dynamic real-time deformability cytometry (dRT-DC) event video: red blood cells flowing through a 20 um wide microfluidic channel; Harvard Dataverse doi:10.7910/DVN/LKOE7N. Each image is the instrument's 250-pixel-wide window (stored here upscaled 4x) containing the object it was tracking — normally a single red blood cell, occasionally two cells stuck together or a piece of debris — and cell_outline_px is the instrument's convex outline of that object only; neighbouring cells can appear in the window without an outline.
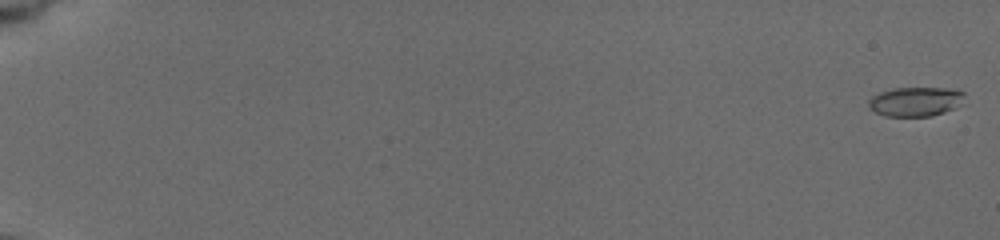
{"species": "common noctule bat (a hibernating species)", "species_latin": "Nyctalus noctula", "temperature_condition": "cold", "stored_images_in_passage": 12, "camera_frame_rate_fps": 3000, "um_per_image_px": 0.085, "animal": {"sex": "female", "body_mass_g": 19.5, "forearm_length_mm": 54.1}, "frame": {"image": 1, "passage_image": 1, "time_ms": 0.0, "image_size_px": [1000, 240], "cell_outline_px": [[964, 104], [944, 112], [932, 116], [884, 116], [876, 112], [868, 104], [868, 100], [872, 96], [880, 92], [892, 88], [944, 88], [964, 92]], "centroid_in_image_um": [77.84, 8.63], "position_along_channel_um": 7.2, "area_um2": 16.42}}
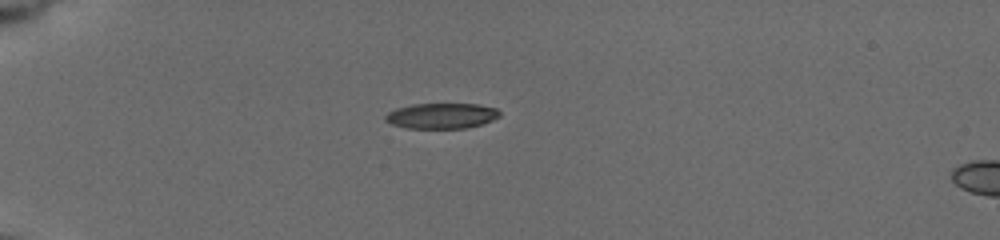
{"frame": {"image": 2, "passage_image": 9, "time_ms": 5.667, "image_size_px": [1000, 240], "cell_outline_px": [[500, 116], [492, 120], [480, 124], [464, 128], [408, 128], [392, 124], [384, 120], [384, 116], [388, 112], [396, 108], [412, 104], [476, 104], [496, 108], [500, 112]], "centroid_in_image_um": [37.5, 9.84], "position_along_channel_um": 47.5, "area_um2": 16.88}}
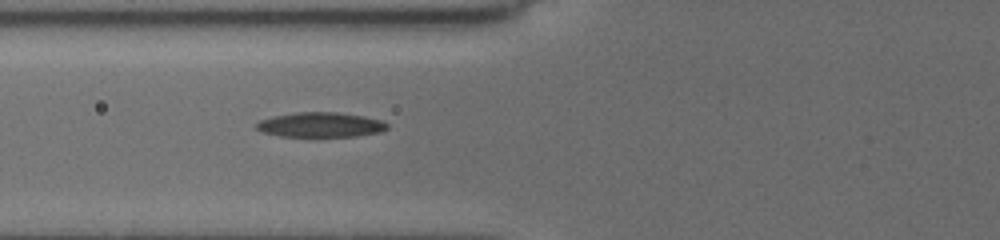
{"frame": {"image": 3, "passage_image": 12, "time_ms": 8.0, "image_size_px": [1000, 240], "cell_outline_px": [[388, 128], [380, 132], [356, 136], [280, 136], [264, 132], [256, 128], [256, 124], [260, 120], [272, 116], [296, 112], [336, 112], [364, 116], [380, 120], [388, 124]], "centroid_in_image_um": [27.25, 10.6], "position_along_channel_um": 98.6, "area_um2": 18.79}}